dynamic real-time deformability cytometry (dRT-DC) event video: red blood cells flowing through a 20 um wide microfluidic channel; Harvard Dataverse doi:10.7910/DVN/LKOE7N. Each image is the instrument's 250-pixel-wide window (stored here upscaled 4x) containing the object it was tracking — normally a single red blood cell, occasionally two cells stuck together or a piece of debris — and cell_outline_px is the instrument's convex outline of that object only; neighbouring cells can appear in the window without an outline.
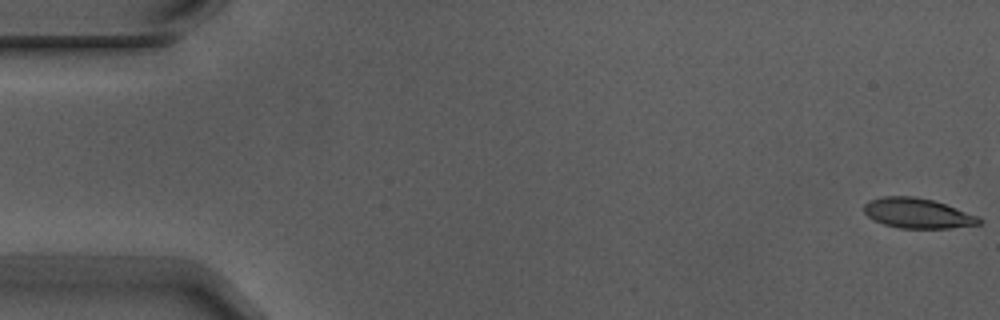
{"species": "Egyptian fruit bat (a non-hibernating species)", "species_latin": "Rousettus aegyptiacus", "temperature_condition": "warm", "stored_images_in_passage": 6, "camera_frame_rate_fps": 3000, "um_per_image_px": 0.085, "animal": {"sex": "male"}, "frame": {"image": 1, "passage_image": 1, "time_ms": 0.0, "image_size_px": [1000, 320], "cell_outline_px": [[984, 220], [980, 224], [948, 228], [900, 228], [884, 224], [868, 216], [864, 212], [864, 204], [868, 200], [884, 196], [916, 196], [932, 200], [980, 216]], "centroid_in_image_um": [78.01, 18.12], "position_along_channel_um": 7.0, "area_um2": 20.11}}